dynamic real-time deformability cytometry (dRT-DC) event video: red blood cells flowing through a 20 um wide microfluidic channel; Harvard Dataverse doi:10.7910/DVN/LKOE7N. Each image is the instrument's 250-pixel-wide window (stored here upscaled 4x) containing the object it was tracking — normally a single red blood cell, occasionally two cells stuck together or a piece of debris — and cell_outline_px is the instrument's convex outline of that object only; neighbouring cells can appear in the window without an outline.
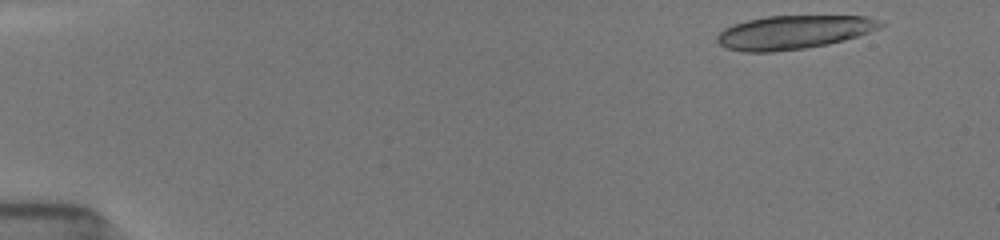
{"species": "common noctule bat (a hibernating species)", "species_latin": "Nyctalus noctula", "temperature_condition": "room temperature", "stored_images_in_passage": 10, "camera_frame_rate_fps": 3000, "um_per_image_px": 0.085, "animal": {"sex": "female", "body_mass_g": 19.5, "forearm_length_mm": 54.1}, "frame": {"image": 1, "passage_image": 1, "time_ms": 0.0, "image_size_px": [1000, 240], "cell_outline_px": [[884, 24], [868, 32], [844, 40], [828, 44], [804, 48], [772, 52], [744, 52], [724, 48], [716, 40], [716, 36], [724, 28], [732, 24], [748, 20], [768, 16], [864, 16], [880, 20]], "centroid_in_image_um": [67.39, 2.74], "position_along_channel_um": 17.6, "area_um2": 31.85}}
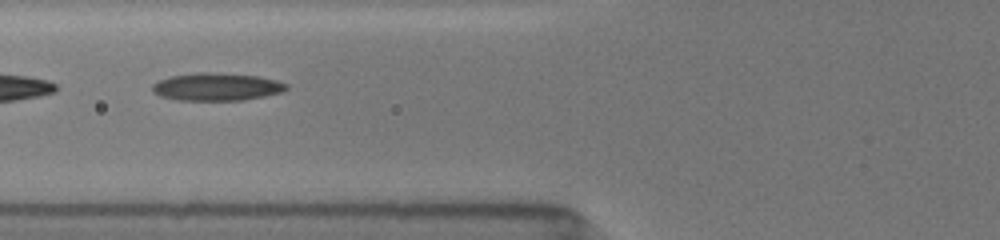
{"frame": {"image": 2, "passage_image": 6, "time_ms": 5.667, "image_size_px": [1000, 240], "cell_outline_px": [[288, 88], [280, 92], [264, 96], [244, 100], [176, 100], [160, 96], [152, 92], [152, 84], [160, 80], [172, 76], [196, 72], [212, 72], [256, 76], [276, 80], [288, 84]], "centroid_in_image_um": [18.39, 7.38], "position_along_channel_um": 107.4, "area_um2": 21.56}}
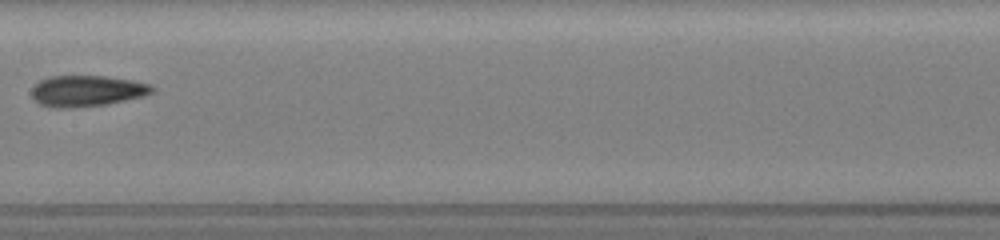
{"frame": {"image": 3, "passage_image": 8, "time_ms": 8.0, "image_size_px": [1000, 240], "cell_outline_px": [[156, 92], [144, 96], [108, 104], [68, 108], [52, 108], [40, 104], [32, 96], [32, 88], [40, 80], [52, 76], [104, 76], [132, 80], [152, 84], [156, 88]], "centroid_in_image_um": [7.44, 7.73], "position_along_channel_um": 200.0, "area_um2": 21.96}}